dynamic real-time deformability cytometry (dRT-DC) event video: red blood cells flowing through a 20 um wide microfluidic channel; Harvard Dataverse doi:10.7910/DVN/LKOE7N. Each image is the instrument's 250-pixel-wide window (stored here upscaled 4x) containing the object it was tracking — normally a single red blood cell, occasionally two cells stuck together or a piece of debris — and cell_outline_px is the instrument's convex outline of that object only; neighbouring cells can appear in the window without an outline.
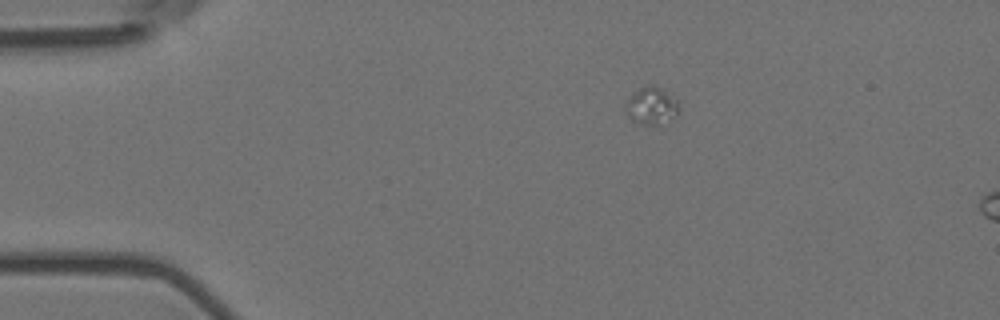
{"species": "Egyptian fruit bat (a non-hibernating species)", "species_latin": "Rousettus aegyptiacus", "temperature_condition": "room temperature", "stored_images_in_passage": 3, "camera_frame_rate_fps": 3000, "um_per_image_px": 0.085, "animal": {"sex": "female"}, "frame": {"image": 1, "passage_image": 3, "time_ms": 0.667, "image_size_px": [1000, 320], "cell_outline_px": [[676, 116], [660, 124], [640, 124], [632, 120], [628, 116], [624, 108], [624, 104], [632, 92], [648, 84], [652, 84], [660, 88], [676, 100]], "centroid_in_image_um": [55.29, 8.98], "position_along_channel_um": 29.7, "area_um2": 11.39}}